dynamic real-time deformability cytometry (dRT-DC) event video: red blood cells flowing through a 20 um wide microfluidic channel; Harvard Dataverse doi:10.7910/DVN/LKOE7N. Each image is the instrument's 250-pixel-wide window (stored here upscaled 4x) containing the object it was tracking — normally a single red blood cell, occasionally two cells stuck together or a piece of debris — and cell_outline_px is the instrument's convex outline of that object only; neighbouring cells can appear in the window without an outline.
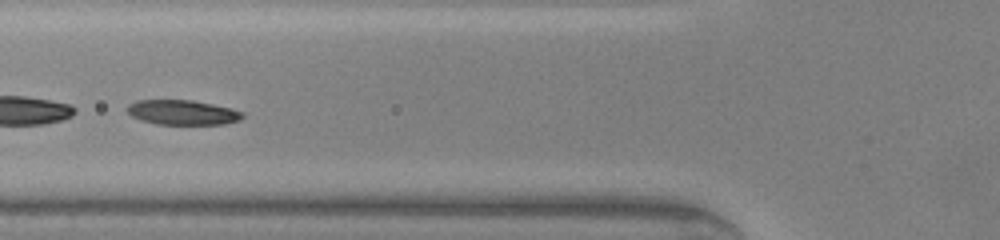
{"species": "common noctule bat (a hibernating species)", "species_latin": "Nyctalus noctula", "temperature_condition": "warm", "stored_images_in_passage": 42, "camera_frame_rate_fps": 3000, "um_per_image_px": 0.085, "animal": {"sex": "male", "body_mass_g": 20.0, "forearm_length_mm": 53.3}, "frame": {"image": 1, "passage_image": 14, "time_ms": 4.333, "image_size_px": [1000, 240], "cell_outline_px": [[244, 116], [240, 120], [224, 124], [156, 124], [140, 120], [132, 116], [128, 112], [128, 104], [136, 100], [192, 100], [232, 108], [244, 112]], "centroid_in_image_um": [15.53, 9.55], "position_along_channel_um": 110.3, "area_um2": 16.7}}
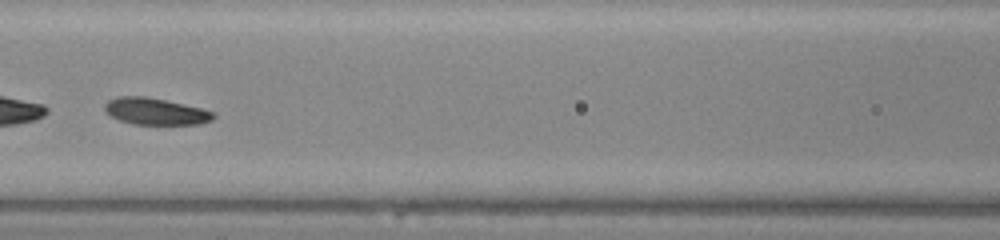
{"frame": {"image": 2, "passage_image": 17, "time_ms": 5.333, "image_size_px": [1000, 240], "cell_outline_px": [[216, 116], [212, 120], [200, 124], [132, 124], [120, 120], [112, 116], [104, 108], [104, 104], [108, 100], [116, 96], [144, 96], [164, 100], [200, 108], [212, 112]], "centroid_in_image_um": [13.19, 9.47], "position_along_channel_um": 153.4, "area_um2": 16.7}, "authors_computed_cell_mechanics": {"area_um2": 16.8487, "velocity_mm_per_s": 4.2975, "shape_relaxation_time_tau1_ms": 2.141, "shape_relaxation_time_tau2_ms": 2.751, "deformation_change_tau1": 0.0968, "deformation_change_tau2": 0.1018}}